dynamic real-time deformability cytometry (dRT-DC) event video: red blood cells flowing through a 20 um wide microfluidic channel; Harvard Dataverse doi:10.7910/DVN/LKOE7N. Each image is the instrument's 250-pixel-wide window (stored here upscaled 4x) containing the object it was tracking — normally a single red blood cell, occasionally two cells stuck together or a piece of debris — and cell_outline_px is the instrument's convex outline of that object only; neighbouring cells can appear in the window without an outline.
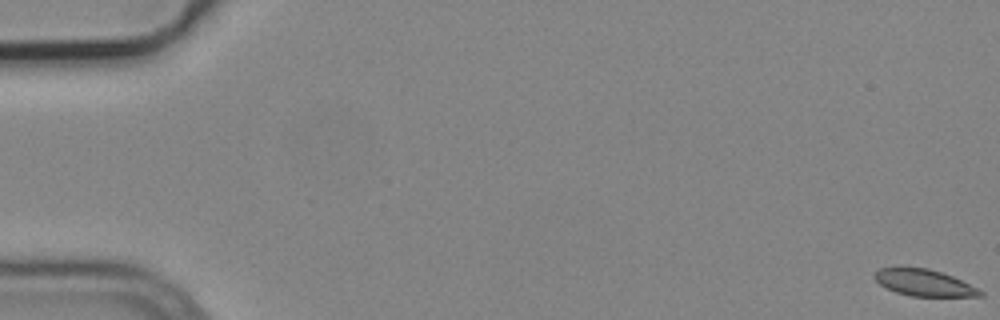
{"species": "common noctule bat (a hibernating species)", "species_latin": "Nyctalus noctula", "temperature_condition": "cold", "stored_images_in_passage": 6, "camera_frame_rate_fps": 3000, "um_per_image_px": 0.085, "animal": {"sex": "male", "body_mass_g": 19.2, "forearm_length_mm": 51.8}, "frame": {"image": 1, "passage_image": 1, "time_ms": 0.0, "image_size_px": [1000, 320], "cell_outline_px": [[984, 296], [912, 296], [896, 292], [880, 284], [872, 276], [880, 268], [928, 268], [952, 276], [980, 288], [984, 292]], "centroid_in_image_um": [78.6, 24.04], "position_along_channel_um": 6.4, "area_um2": 16.18}}